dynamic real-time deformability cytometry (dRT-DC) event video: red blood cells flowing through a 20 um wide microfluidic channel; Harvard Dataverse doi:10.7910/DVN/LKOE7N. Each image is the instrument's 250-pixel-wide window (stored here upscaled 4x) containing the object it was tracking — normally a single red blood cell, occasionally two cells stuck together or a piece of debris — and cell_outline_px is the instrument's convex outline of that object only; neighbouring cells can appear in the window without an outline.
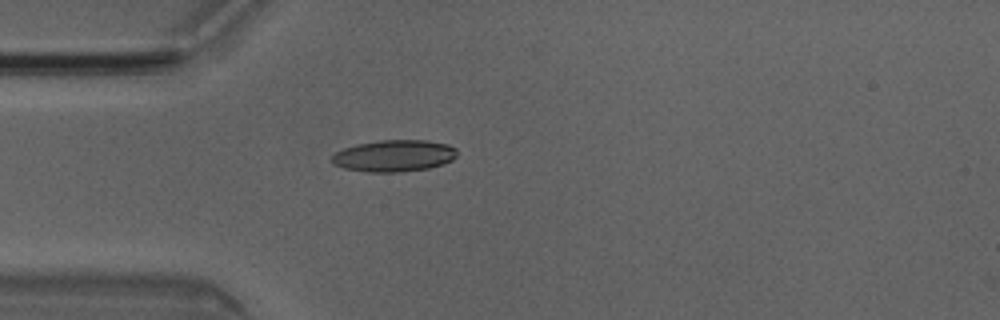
{"species": "Egyptian fruit bat (a non-hibernating species)", "species_latin": "Rousettus aegyptiacus", "temperature_condition": "room temperature", "stored_images_in_passage": 4, "camera_frame_rate_fps": 3000, "um_per_image_px": 0.085, "animal": {"sex": "male"}, "frame": {"image": 1, "passage_image": 4, "time_ms": 1.0, "image_size_px": [1000, 320], "cell_outline_px": [[456, 156], [452, 160], [444, 164], [428, 168], [400, 172], [364, 172], [344, 168], [336, 164], [332, 160], [332, 156], [336, 152], [344, 148], [356, 144], [380, 140], [428, 140], [448, 144], [456, 148]], "centroid_in_image_um": [33.52, 13.24], "position_along_channel_um": 51.5, "area_um2": 23.18}}